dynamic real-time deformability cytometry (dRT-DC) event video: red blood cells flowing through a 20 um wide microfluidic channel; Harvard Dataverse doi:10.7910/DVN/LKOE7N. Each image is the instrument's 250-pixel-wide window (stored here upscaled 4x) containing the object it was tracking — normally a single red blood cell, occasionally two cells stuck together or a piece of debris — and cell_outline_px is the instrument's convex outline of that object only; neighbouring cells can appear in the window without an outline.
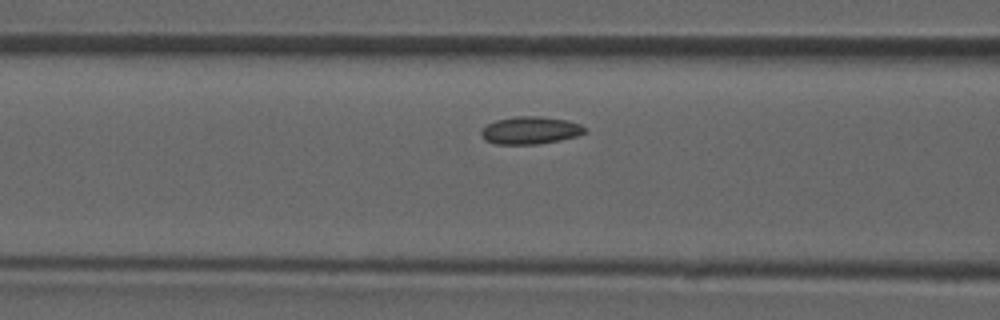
{"species": "common noctule bat (a hibernating species)", "species_latin": "Nyctalus noctula", "temperature_condition": "room temperature", "stored_images_in_passage": 29, "camera_frame_rate_fps": 3000, "um_per_image_px": 0.085, "animal": {"sex": "male", "forearm_length_mm": 52.5}, "frame": {"image": 1, "passage_image": 4, "time_ms": 1.0, "image_size_px": [1000, 320], "cell_outline_px": [[588, 132], [576, 136], [560, 140], [536, 144], [496, 144], [484, 140], [480, 136], [480, 132], [488, 124], [496, 120], [516, 116], [540, 116], [568, 120], [580, 124]], "centroid_in_image_um": [45.07, 11.08], "position_along_channel_um": 121.5, "area_um2": 16.65}}